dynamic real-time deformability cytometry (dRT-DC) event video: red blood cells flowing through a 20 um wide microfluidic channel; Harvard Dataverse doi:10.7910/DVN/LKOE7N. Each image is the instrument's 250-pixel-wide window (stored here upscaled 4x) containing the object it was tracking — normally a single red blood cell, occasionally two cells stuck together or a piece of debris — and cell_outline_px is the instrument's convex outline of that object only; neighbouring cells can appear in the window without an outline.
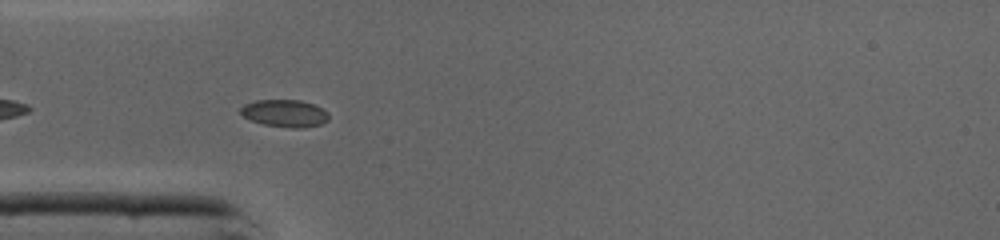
{"species": "common noctule bat (a hibernating species)", "species_latin": "Nyctalus noctula", "temperature_condition": "cold", "stored_images_in_passage": 35, "camera_frame_rate_fps": 3000, "um_per_image_px": 0.085, "animal": {"sex": "male", "body_mass_g": 19.0, "forearm_length_mm": 50.8}, "frame": {"image": 1, "passage_image": 3, "time_ms": 0.667, "image_size_px": [1000, 240], "cell_outline_px": [[328, 120], [320, 124], [304, 128], [292, 128], [264, 124], [252, 120], [244, 116], [240, 112], [240, 108], [244, 104], [256, 100], [300, 100], [312, 104], [328, 112]], "centroid_in_image_um": [24.2, 9.63], "position_along_channel_um": 60.8, "area_um2": 13.87}}
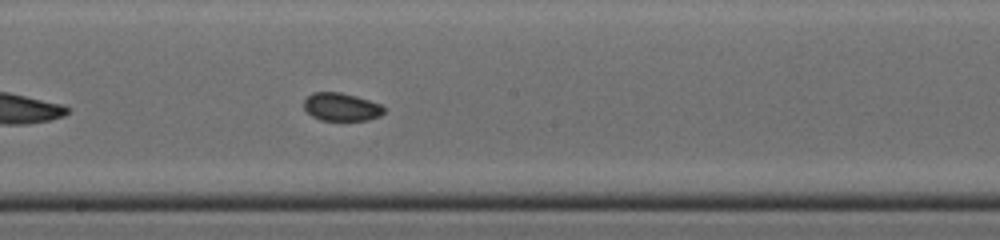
{"frame": {"image": 2, "passage_image": 14, "time_ms": 4.333, "image_size_px": [1000, 240], "cell_outline_px": [[384, 112], [380, 116], [368, 120], [320, 120], [312, 116], [304, 108], [304, 100], [312, 92], [340, 92], [356, 96], [380, 104], [384, 108]], "centroid_in_image_um": [29.0, 9.09], "position_along_channel_um": 219.2, "area_um2": 13.01}}
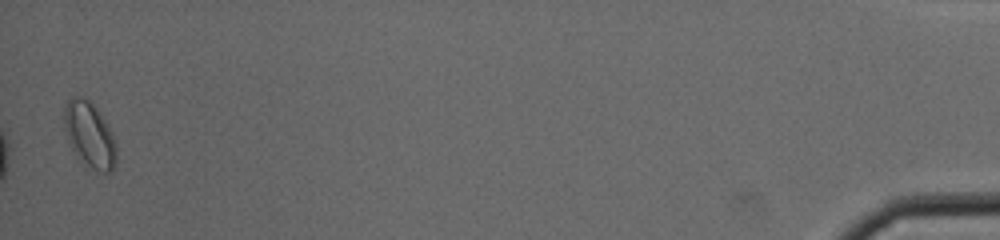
{"frame": {"image": 3, "passage_image": 35, "time_ms": 11.333, "image_size_px": [1000, 240], "cell_outline_px": [[116, 164], [112, 172], [100, 172], [84, 164], [72, 152], [64, 132], [64, 108], [68, 100], [72, 96], [84, 96], [100, 112], [112, 132], [116, 144]], "centroid_in_image_um": [7.6, 11.47], "position_along_channel_um": 427.6, "area_um2": 20.35}, "authors_computed_cell_mechanics": {"area_um2": 13.5252, "velocity_mm_per_s": 4.3495, "shape_relaxation_time_tau1_ms": 1.3092, "shape_relaxation_time_tau2_ms": 1.62, "deformation_change_tau1": 0.0479, "deformation_change_tau2": 0.0486}}